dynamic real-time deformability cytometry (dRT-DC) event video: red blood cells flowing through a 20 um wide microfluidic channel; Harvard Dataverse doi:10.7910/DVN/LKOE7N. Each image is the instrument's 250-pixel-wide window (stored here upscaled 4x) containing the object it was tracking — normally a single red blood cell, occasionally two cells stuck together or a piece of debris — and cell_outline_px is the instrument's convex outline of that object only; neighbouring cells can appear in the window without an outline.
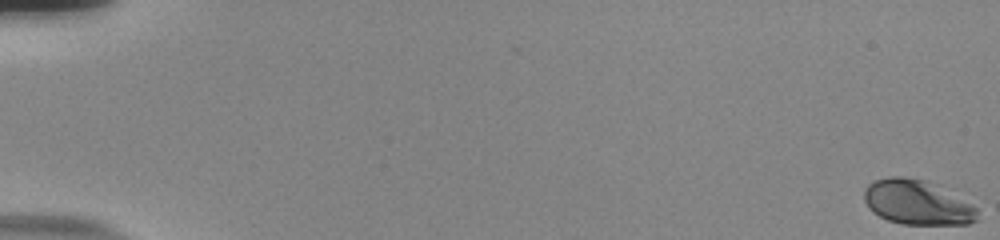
{"species": "human", "species_latin": "Homo sapiens", "temperature_condition": "room temperature", "stored_images_in_passage": 58, "camera_frame_rate_fps": 3000, "um_per_image_px": 0.085, "donor": {"sex": "male"}, "frame": {"image": 1, "passage_image": 1, "time_ms": 0.0, "image_size_px": [1000, 240], "cell_outline_px": [[976, 220], [968, 224], [900, 224], [888, 220], [872, 212], [868, 208], [864, 200], [864, 188], [872, 180], [888, 176], [904, 176], [924, 180], [972, 204], [976, 208]], "centroid_in_image_um": [77.87, 17.2], "position_along_channel_um": 7.1, "area_um2": 29.25}}
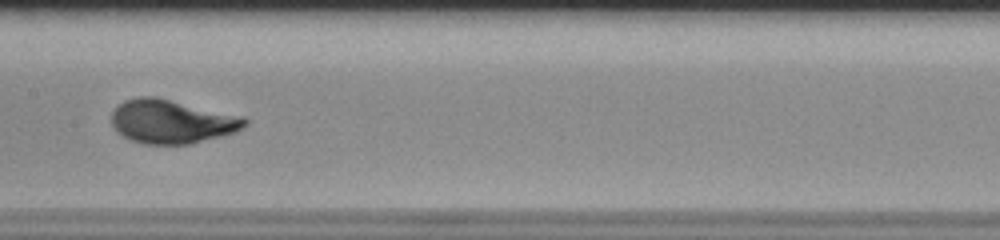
{"frame": {"image": 2, "passage_image": 32, "time_ms": 10.333, "image_size_px": [1000, 240], "cell_outline_px": [[248, 124], [244, 128], [236, 132], [192, 144], [144, 144], [132, 140], [116, 132], [112, 124], [112, 112], [124, 100], [136, 96], [156, 96], [244, 116], [248, 120]], "centroid_in_image_um": [14.63, 10.32], "position_along_channel_um": 192.8, "area_um2": 34.33}}
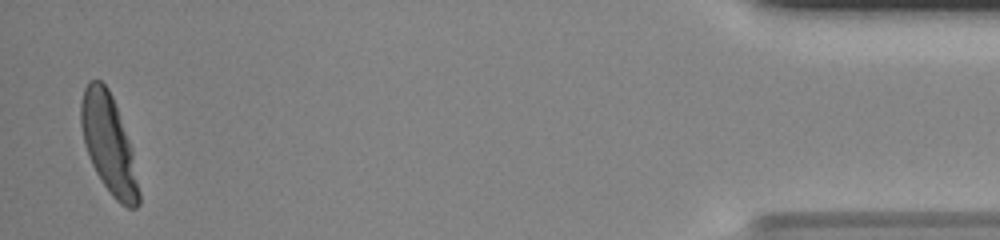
{"frame": {"image": 3, "passage_image": 57, "time_ms": 18.667, "image_size_px": [1000, 240], "cell_outline_px": [[140, 204], [136, 208], [128, 208], [120, 204], [112, 196], [96, 172], [88, 156], [84, 144], [80, 124], [80, 104], [84, 88], [88, 80], [100, 80], [108, 88], [112, 96], [132, 148], [140, 192]], "centroid_in_image_um": [9.24, 12.25], "position_along_channel_um": 426.0, "area_um2": 33.29}, "authors_computed_cell_mechanics": {"area_um2": 32.4547, "velocity_mm_per_s": 3.7004, "shape_relaxation_time_tau1_ms": 2.8907, "shape_relaxation_time_tau2_ms": null, "deformation_change_tau1": 0.1685, "deformation_change_tau2": null}}